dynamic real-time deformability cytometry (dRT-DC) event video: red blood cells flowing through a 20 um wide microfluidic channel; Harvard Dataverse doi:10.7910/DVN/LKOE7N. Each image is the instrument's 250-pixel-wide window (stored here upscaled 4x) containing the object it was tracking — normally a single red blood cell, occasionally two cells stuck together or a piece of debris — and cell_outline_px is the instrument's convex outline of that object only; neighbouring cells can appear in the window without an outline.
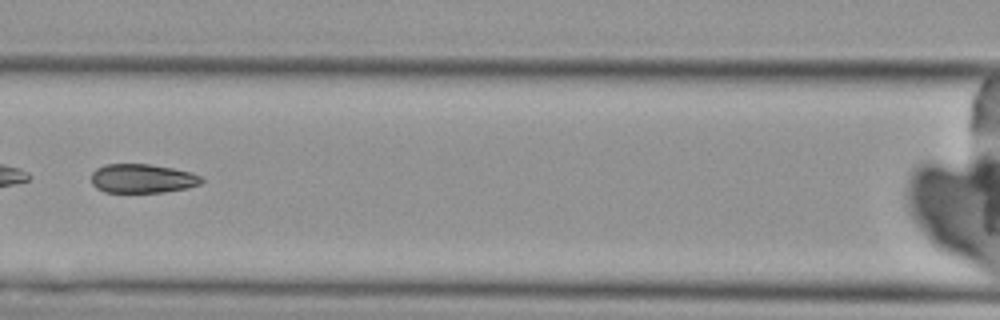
{"species": "Egyptian fruit bat (a non-hibernating species)", "species_latin": "Rousettus aegyptiacus", "temperature_condition": "cold", "stored_images_in_passage": 6, "camera_frame_rate_fps": 3000, "um_per_image_px": 0.085, "animal": {"sex": "female"}, "frame": {"image": 1, "passage_image": 6, "time_ms": 5.667, "image_size_px": [1000, 320], "cell_outline_px": [[204, 180], [200, 184], [184, 188], [164, 192], [104, 192], [96, 188], [92, 184], [92, 172], [96, 168], [104, 164], [148, 164], [172, 168], [192, 172], [200, 176]], "centroid_in_image_um": [12.07, 15.17], "position_along_channel_um": 154.5, "area_um2": 18.61}}